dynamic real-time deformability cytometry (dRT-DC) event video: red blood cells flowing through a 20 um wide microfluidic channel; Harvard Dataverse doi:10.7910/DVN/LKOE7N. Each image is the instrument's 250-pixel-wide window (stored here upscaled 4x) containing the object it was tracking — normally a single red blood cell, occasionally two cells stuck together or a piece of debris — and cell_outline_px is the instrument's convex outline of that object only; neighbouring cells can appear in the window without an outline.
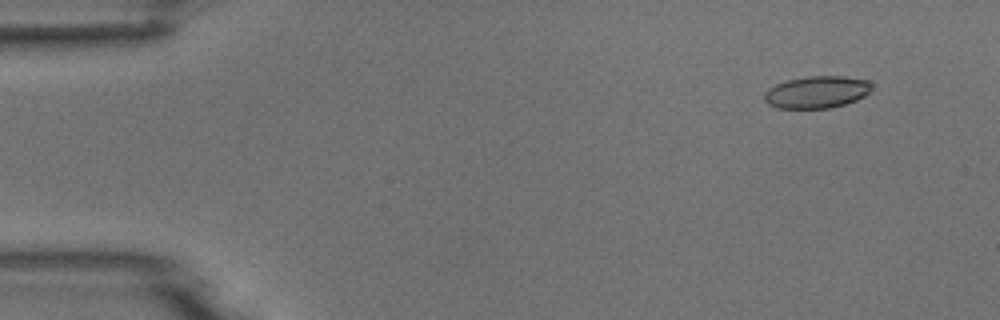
{"species": "common noctule bat (a hibernating species)", "species_latin": "Nyctalus noctula", "temperature_condition": "room temperature", "stored_images_in_passage": 4, "camera_frame_rate_fps": 3000, "um_per_image_px": 0.085, "animal": {"sex": "male", "body_mass_g": 18.8}, "frame": {"image": 1, "passage_image": 2, "time_ms": 1.0, "image_size_px": [1000, 320], "cell_outline_px": [[872, 92], [856, 100], [844, 104], [828, 108], [776, 108], [768, 104], [764, 100], [764, 92], [768, 88], [776, 84], [788, 80], [804, 76], [844, 76], [868, 80], [872, 84]], "centroid_in_image_um": [69.43, 7.82], "position_along_channel_um": 15.6, "area_um2": 20.29}}
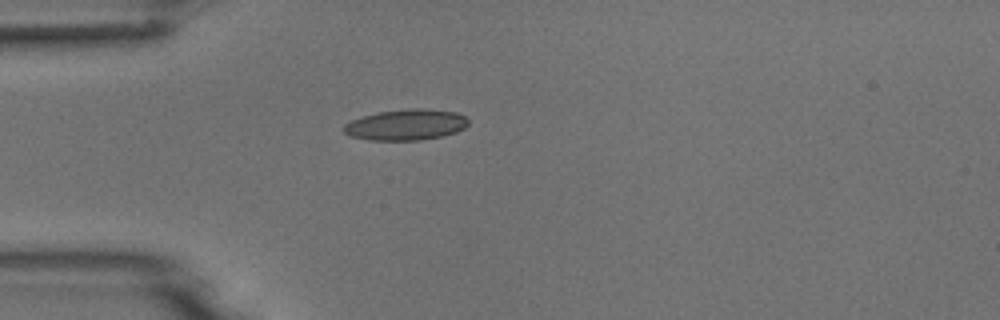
{"frame": {"image": 2, "passage_image": 4, "time_ms": 4.333, "image_size_px": [1000, 320], "cell_outline_px": [[468, 124], [464, 128], [456, 132], [440, 136], [420, 140], [368, 140], [352, 136], [344, 132], [344, 124], [352, 120], [376, 112], [408, 108], [420, 108], [456, 112], [464, 116], [468, 120]], "centroid_in_image_um": [34.51, 10.6], "position_along_channel_um": 50.5, "area_um2": 22.31}}